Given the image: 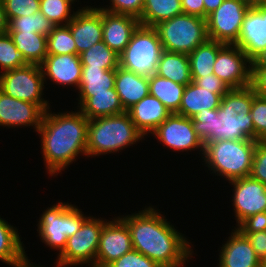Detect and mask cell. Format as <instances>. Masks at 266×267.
<instances>
[{
	"label": "cell",
	"instance_id": "1",
	"mask_svg": "<svg viewBox=\"0 0 266 267\" xmlns=\"http://www.w3.org/2000/svg\"><path fill=\"white\" fill-rule=\"evenodd\" d=\"M158 211L151 205L119 217L129 228L133 249L160 267H184L192 259V244Z\"/></svg>",
	"mask_w": 266,
	"mask_h": 267
},
{
	"label": "cell",
	"instance_id": "2",
	"mask_svg": "<svg viewBox=\"0 0 266 267\" xmlns=\"http://www.w3.org/2000/svg\"><path fill=\"white\" fill-rule=\"evenodd\" d=\"M46 110L37 133L41 137V153L48 175L57 176L77 157H87L89 120L79 111L59 113Z\"/></svg>",
	"mask_w": 266,
	"mask_h": 267
},
{
	"label": "cell",
	"instance_id": "3",
	"mask_svg": "<svg viewBox=\"0 0 266 267\" xmlns=\"http://www.w3.org/2000/svg\"><path fill=\"white\" fill-rule=\"evenodd\" d=\"M144 138L127 111L117 115L89 119L87 157L116 154L139 143Z\"/></svg>",
	"mask_w": 266,
	"mask_h": 267
},
{
	"label": "cell",
	"instance_id": "4",
	"mask_svg": "<svg viewBox=\"0 0 266 267\" xmlns=\"http://www.w3.org/2000/svg\"><path fill=\"white\" fill-rule=\"evenodd\" d=\"M253 87L230 89L222 98L215 116L213 141L254 140V125L250 115Z\"/></svg>",
	"mask_w": 266,
	"mask_h": 267
},
{
	"label": "cell",
	"instance_id": "5",
	"mask_svg": "<svg viewBox=\"0 0 266 267\" xmlns=\"http://www.w3.org/2000/svg\"><path fill=\"white\" fill-rule=\"evenodd\" d=\"M256 143L251 139L208 142L204 146L202 162L210 172L226 181L248 177Z\"/></svg>",
	"mask_w": 266,
	"mask_h": 267
},
{
	"label": "cell",
	"instance_id": "6",
	"mask_svg": "<svg viewBox=\"0 0 266 267\" xmlns=\"http://www.w3.org/2000/svg\"><path fill=\"white\" fill-rule=\"evenodd\" d=\"M71 203L58 201L39 217L37 231L41 242L59 254L64 250L68 237L77 232L89 217Z\"/></svg>",
	"mask_w": 266,
	"mask_h": 267
},
{
	"label": "cell",
	"instance_id": "7",
	"mask_svg": "<svg viewBox=\"0 0 266 267\" xmlns=\"http://www.w3.org/2000/svg\"><path fill=\"white\" fill-rule=\"evenodd\" d=\"M164 51L189 55L209 38L207 20L189 14H180L154 26Z\"/></svg>",
	"mask_w": 266,
	"mask_h": 267
},
{
	"label": "cell",
	"instance_id": "8",
	"mask_svg": "<svg viewBox=\"0 0 266 267\" xmlns=\"http://www.w3.org/2000/svg\"><path fill=\"white\" fill-rule=\"evenodd\" d=\"M163 51L156 29L140 24L126 48L119 55V66L139 76L149 78L156 74Z\"/></svg>",
	"mask_w": 266,
	"mask_h": 267
},
{
	"label": "cell",
	"instance_id": "9",
	"mask_svg": "<svg viewBox=\"0 0 266 267\" xmlns=\"http://www.w3.org/2000/svg\"><path fill=\"white\" fill-rule=\"evenodd\" d=\"M108 219L89 216L80 229L68 237L64 250L58 254L56 266L95 267L96 253L99 247L100 233ZM83 264V265H82Z\"/></svg>",
	"mask_w": 266,
	"mask_h": 267
},
{
	"label": "cell",
	"instance_id": "10",
	"mask_svg": "<svg viewBox=\"0 0 266 267\" xmlns=\"http://www.w3.org/2000/svg\"><path fill=\"white\" fill-rule=\"evenodd\" d=\"M44 89L40 65L25 64L0 73V91L10 97L37 104L45 112L50 109V103L43 98Z\"/></svg>",
	"mask_w": 266,
	"mask_h": 267
},
{
	"label": "cell",
	"instance_id": "11",
	"mask_svg": "<svg viewBox=\"0 0 266 267\" xmlns=\"http://www.w3.org/2000/svg\"><path fill=\"white\" fill-rule=\"evenodd\" d=\"M250 9L238 0H224L207 17V34L210 40L235 44L239 39L243 18Z\"/></svg>",
	"mask_w": 266,
	"mask_h": 267
},
{
	"label": "cell",
	"instance_id": "12",
	"mask_svg": "<svg viewBox=\"0 0 266 267\" xmlns=\"http://www.w3.org/2000/svg\"><path fill=\"white\" fill-rule=\"evenodd\" d=\"M152 134L158 140L157 142L166 148L175 152H191L198 149L203 158L204 143L196 134L191 118L172 113Z\"/></svg>",
	"mask_w": 266,
	"mask_h": 267
},
{
	"label": "cell",
	"instance_id": "13",
	"mask_svg": "<svg viewBox=\"0 0 266 267\" xmlns=\"http://www.w3.org/2000/svg\"><path fill=\"white\" fill-rule=\"evenodd\" d=\"M213 73L230 89L251 86L252 62L236 44H225L216 56Z\"/></svg>",
	"mask_w": 266,
	"mask_h": 267
},
{
	"label": "cell",
	"instance_id": "14",
	"mask_svg": "<svg viewBox=\"0 0 266 267\" xmlns=\"http://www.w3.org/2000/svg\"><path fill=\"white\" fill-rule=\"evenodd\" d=\"M233 186L232 206L236 227L247 217L266 212V184L248 177L229 181Z\"/></svg>",
	"mask_w": 266,
	"mask_h": 267
},
{
	"label": "cell",
	"instance_id": "15",
	"mask_svg": "<svg viewBox=\"0 0 266 267\" xmlns=\"http://www.w3.org/2000/svg\"><path fill=\"white\" fill-rule=\"evenodd\" d=\"M133 249L127 224L115 216L104 225L96 253L95 267H107L114 260Z\"/></svg>",
	"mask_w": 266,
	"mask_h": 267
},
{
	"label": "cell",
	"instance_id": "16",
	"mask_svg": "<svg viewBox=\"0 0 266 267\" xmlns=\"http://www.w3.org/2000/svg\"><path fill=\"white\" fill-rule=\"evenodd\" d=\"M68 26L75 41L77 55L103 41L102 9L97 6L85 5L77 9Z\"/></svg>",
	"mask_w": 266,
	"mask_h": 267
},
{
	"label": "cell",
	"instance_id": "17",
	"mask_svg": "<svg viewBox=\"0 0 266 267\" xmlns=\"http://www.w3.org/2000/svg\"><path fill=\"white\" fill-rule=\"evenodd\" d=\"M44 113L37 104L10 97L0 91V126L8 129L32 126L37 132Z\"/></svg>",
	"mask_w": 266,
	"mask_h": 267
},
{
	"label": "cell",
	"instance_id": "18",
	"mask_svg": "<svg viewBox=\"0 0 266 267\" xmlns=\"http://www.w3.org/2000/svg\"><path fill=\"white\" fill-rule=\"evenodd\" d=\"M252 61L266 48V5L250 8L243 18L239 39L235 43Z\"/></svg>",
	"mask_w": 266,
	"mask_h": 267
},
{
	"label": "cell",
	"instance_id": "19",
	"mask_svg": "<svg viewBox=\"0 0 266 267\" xmlns=\"http://www.w3.org/2000/svg\"><path fill=\"white\" fill-rule=\"evenodd\" d=\"M44 83L46 80L64 87L74 86L76 90L81 82L82 64L77 54L47 55L40 64Z\"/></svg>",
	"mask_w": 266,
	"mask_h": 267
},
{
	"label": "cell",
	"instance_id": "20",
	"mask_svg": "<svg viewBox=\"0 0 266 267\" xmlns=\"http://www.w3.org/2000/svg\"><path fill=\"white\" fill-rule=\"evenodd\" d=\"M231 230L220 247L218 267H263L247 237L235 227Z\"/></svg>",
	"mask_w": 266,
	"mask_h": 267
},
{
	"label": "cell",
	"instance_id": "21",
	"mask_svg": "<svg viewBox=\"0 0 266 267\" xmlns=\"http://www.w3.org/2000/svg\"><path fill=\"white\" fill-rule=\"evenodd\" d=\"M140 21L132 16L102 9L103 42L120 55L128 45Z\"/></svg>",
	"mask_w": 266,
	"mask_h": 267
},
{
	"label": "cell",
	"instance_id": "22",
	"mask_svg": "<svg viewBox=\"0 0 266 267\" xmlns=\"http://www.w3.org/2000/svg\"><path fill=\"white\" fill-rule=\"evenodd\" d=\"M127 112L144 136L150 135L172 114L160 100L150 94L130 107Z\"/></svg>",
	"mask_w": 266,
	"mask_h": 267
},
{
	"label": "cell",
	"instance_id": "23",
	"mask_svg": "<svg viewBox=\"0 0 266 267\" xmlns=\"http://www.w3.org/2000/svg\"><path fill=\"white\" fill-rule=\"evenodd\" d=\"M115 90L127 111L149 94V78L139 76L118 66L115 69Z\"/></svg>",
	"mask_w": 266,
	"mask_h": 267
},
{
	"label": "cell",
	"instance_id": "24",
	"mask_svg": "<svg viewBox=\"0 0 266 267\" xmlns=\"http://www.w3.org/2000/svg\"><path fill=\"white\" fill-rule=\"evenodd\" d=\"M224 95L225 94H216L213 93L212 90L199 87L192 81L186 85L181 105L176 113L192 118L200 113L202 109H217Z\"/></svg>",
	"mask_w": 266,
	"mask_h": 267
},
{
	"label": "cell",
	"instance_id": "25",
	"mask_svg": "<svg viewBox=\"0 0 266 267\" xmlns=\"http://www.w3.org/2000/svg\"><path fill=\"white\" fill-rule=\"evenodd\" d=\"M17 227L0 217V261L11 267H23L28 263L25 247Z\"/></svg>",
	"mask_w": 266,
	"mask_h": 267
},
{
	"label": "cell",
	"instance_id": "26",
	"mask_svg": "<svg viewBox=\"0 0 266 267\" xmlns=\"http://www.w3.org/2000/svg\"><path fill=\"white\" fill-rule=\"evenodd\" d=\"M77 109L89 120L124 113L126 110L114 88L108 92L92 93Z\"/></svg>",
	"mask_w": 266,
	"mask_h": 267
},
{
	"label": "cell",
	"instance_id": "27",
	"mask_svg": "<svg viewBox=\"0 0 266 267\" xmlns=\"http://www.w3.org/2000/svg\"><path fill=\"white\" fill-rule=\"evenodd\" d=\"M115 69L105 70L103 68L82 67L81 82L78 87L79 107L92 93L108 92L114 88Z\"/></svg>",
	"mask_w": 266,
	"mask_h": 267
},
{
	"label": "cell",
	"instance_id": "28",
	"mask_svg": "<svg viewBox=\"0 0 266 267\" xmlns=\"http://www.w3.org/2000/svg\"><path fill=\"white\" fill-rule=\"evenodd\" d=\"M156 74L173 82L188 85L192 82L189 56L163 51L157 65Z\"/></svg>",
	"mask_w": 266,
	"mask_h": 267
},
{
	"label": "cell",
	"instance_id": "29",
	"mask_svg": "<svg viewBox=\"0 0 266 267\" xmlns=\"http://www.w3.org/2000/svg\"><path fill=\"white\" fill-rule=\"evenodd\" d=\"M26 64L40 65L47 56V36L32 32H8Z\"/></svg>",
	"mask_w": 266,
	"mask_h": 267
},
{
	"label": "cell",
	"instance_id": "30",
	"mask_svg": "<svg viewBox=\"0 0 266 267\" xmlns=\"http://www.w3.org/2000/svg\"><path fill=\"white\" fill-rule=\"evenodd\" d=\"M185 87L157 74L149 77V94L160 100L171 113L179 110Z\"/></svg>",
	"mask_w": 266,
	"mask_h": 267
},
{
	"label": "cell",
	"instance_id": "31",
	"mask_svg": "<svg viewBox=\"0 0 266 267\" xmlns=\"http://www.w3.org/2000/svg\"><path fill=\"white\" fill-rule=\"evenodd\" d=\"M225 44L222 42L208 39L205 43L199 45L188 56L190 60V69L192 78H200L213 74V67L216 61L218 51Z\"/></svg>",
	"mask_w": 266,
	"mask_h": 267
},
{
	"label": "cell",
	"instance_id": "32",
	"mask_svg": "<svg viewBox=\"0 0 266 267\" xmlns=\"http://www.w3.org/2000/svg\"><path fill=\"white\" fill-rule=\"evenodd\" d=\"M183 14L181 0H144L140 24L154 27L158 23Z\"/></svg>",
	"mask_w": 266,
	"mask_h": 267
},
{
	"label": "cell",
	"instance_id": "33",
	"mask_svg": "<svg viewBox=\"0 0 266 267\" xmlns=\"http://www.w3.org/2000/svg\"><path fill=\"white\" fill-rule=\"evenodd\" d=\"M80 56L82 67L116 69L119 66V55L103 41L96 43Z\"/></svg>",
	"mask_w": 266,
	"mask_h": 267
},
{
	"label": "cell",
	"instance_id": "34",
	"mask_svg": "<svg viewBox=\"0 0 266 267\" xmlns=\"http://www.w3.org/2000/svg\"><path fill=\"white\" fill-rule=\"evenodd\" d=\"M77 54V48L68 25H59L47 35V55Z\"/></svg>",
	"mask_w": 266,
	"mask_h": 267
},
{
	"label": "cell",
	"instance_id": "35",
	"mask_svg": "<svg viewBox=\"0 0 266 267\" xmlns=\"http://www.w3.org/2000/svg\"><path fill=\"white\" fill-rule=\"evenodd\" d=\"M55 25L49 21L40 11L29 16H21L9 22L8 32H32L49 35Z\"/></svg>",
	"mask_w": 266,
	"mask_h": 267
},
{
	"label": "cell",
	"instance_id": "36",
	"mask_svg": "<svg viewBox=\"0 0 266 267\" xmlns=\"http://www.w3.org/2000/svg\"><path fill=\"white\" fill-rule=\"evenodd\" d=\"M71 6L72 3L68 0H40V12L55 26L68 25L71 22L76 14L74 5Z\"/></svg>",
	"mask_w": 266,
	"mask_h": 267
},
{
	"label": "cell",
	"instance_id": "37",
	"mask_svg": "<svg viewBox=\"0 0 266 267\" xmlns=\"http://www.w3.org/2000/svg\"><path fill=\"white\" fill-rule=\"evenodd\" d=\"M25 64L9 33L0 34V73L22 67Z\"/></svg>",
	"mask_w": 266,
	"mask_h": 267
},
{
	"label": "cell",
	"instance_id": "38",
	"mask_svg": "<svg viewBox=\"0 0 266 267\" xmlns=\"http://www.w3.org/2000/svg\"><path fill=\"white\" fill-rule=\"evenodd\" d=\"M218 115L217 109H202L200 113L193 116L192 123L194 130L198 137L204 143V146L208 142H213V130L215 124V116Z\"/></svg>",
	"mask_w": 266,
	"mask_h": 267
},
{
	"label": "cell",
	"instance_id": "39",
	"mask_svg": "<svg viewBox=\"0 0 266 267\" xmlns=\"http://www.w3.org/2000/svg\"><path fill=\"white\" fill-rule=\"evenodd\" d=\"M250 115L254 125V140L266 141V98L256 95L254 88Z\"/></svg>",
	"mask_w": 266,
	"mask_h": 267
},
{
	"label": "cell",
	"instance_id": "40",
	"mask_svg": "<svg viewBox=\"0 0 266 267\" xmlns=\"http://www.w3.org/2000/svg\"><path fill=\"white\" fill-rule=\"evenodd\" d=\"M6 16L12 19L33 15L40 11V0H2Z\"/></svg>",
	"mask_w": 266,
	"mask_h": 267
},
{
	"label": "cell",
	"instance_id": "41",
	"mask_svg": "<svg viewBox=\"0 0 266 267\" xmlns=\"http://www.w3.org/2000/svg\"><path fill=\"white\" fill-rule=\"evenodd\" d=\"M108 5L100 6L98 8L105 11L115 13V14H124L137 18H141L144 6V0H109Z\"/></svg>",
	"mask_w": 266,
	"mask_h": 267
},
{
	"label": "cell",
	"instance_id": "42",
	"mask_svg": "<svg viewBox=\"0 0 266 267\" xmlns=\"http://www.w3.org/2000/svg\"><path fill=\"white\" fill-rule=\"evenodd\" d=\"M107 267H160L154 260L132 249Z\"/></svg>",
	"mask_w": 266,
	"mask_h": 267
},
{
	"label": "cell",
	"instance_id": "43",
	"mask_svg": "<svg viewBox=\"0 0 266 267\" xmlns=\"http://www.w3.org/2000/svg\"><path fill=\"white\" fill-rule=\"evenodd\" d=\"M249 176L266 184V141H257L256 143Z\"/></svg>",
	"mask_w": 266,
	"mask_h": 267
},
{
	"label": "cell",
	"instance_id": "44",
	"mask_svg": "<svg viewBox=\"0 0 266 267\" xmlns=\"http://www.w3.org/2000/svg\"><path fill=\"white\" fill-rule=\"evenodd\" d=\"M192 81L199 87L212 90L216 94H226L230 90L229 86L214 73L200 78H192Z\"/></svg>",
	"mask_w": 266,
	"mask_h": 267
},
{
	"label": "cell",
	"instance_id": "45",
	"mask_svg": "<svg viewBox=\"0 0 266 267\" xmlns=\"http://www.w3.org/2000/svg\"><path fill=\"white\" fill-rule=\"evenodd\" d=\"M241 233L247 237L257 258L264 264L266 262V231Z\"/></svg>",
	"mask_w": 266,
	"mask_h": 267
},
{
	"label": "cell",
	"instance_id": "46",
	"mask_svg": "<svg viewBox=\"0 0 266 267\" xmlns=\"http://www.w3.org/2000/svg\"><path fill=\"white\" fill-rule=\"evenodd\" d=\"M235 228L240 232L266 231V212H259L247 217Z\"/></svg>",
	"mask_w": 266,
	"mask_h": 267
},
{
	"label": "cell",
	"instance_id": "47",
	"mask_svg": "<svg viewBox=\"0 0 266 267\" xmlns=\"http://www.w3.org/2000/svg\"><path fill=\"white\" fill-rule=\"evenodd\" d=\"M256 95L266 98V67H252V82Z\"/></svg>",
	"mask_w": 266,
	"mask_h": 267
},
{
	"label": "cell",
	"instance_id": "48",
	"mask_svg": "<svg viewBox=\"0 0 266 267\" xmlns=\"http://www.w3.org/2000/svg\"><path fill=\"white\" fill-rule=\"evenodd\" d=\"M204 0H181L184 14L195 15L205 19Z\"/></svg>",
	"mask_w": 266,
	"mask_h": 267
},
{
	"label": "cell",
	"instance_id": "49",
	"mask_svg": "<svg viewBox=\"0 0 266 267\" xmlns=\"http://www.w3.org/2000/svg\"><path fill=\"white\" fill-rule=\"evenodd\" d=\"M9 29V21L6 16L3 1L0 0V34L7 33Z\"/></svg>",
	"mask_w": 266,
	"mask_h": 267
},
{
	"label": "cell",
	"instance_id": "50",
	"mask_svg": "<svg viewBox=\"0 0 266 267\" xmlns=\"http://www.w3.org/2000/svg\"><path fill=\"white\" fill-rule=\"evenodd\" d=\"M224 0H204L205 6V19H207L208 15L216 10Z\"/></svg>",
	"mask_w": 266,
	"mask_h": 267
},
{
	"label": "cell",
	"instance_id": "51",
	"mask_svg": "<svg viewBox=\"0 0 266 267\" xmlns=\"http://www.w3.org/2000/svg\"><path fill=\"white\" fill-rule=\"evenodd\" d=\"M252 67H266V48L263 49L252 61Z\"/></svg>",
	"mask_w": 266,
	"mask_h": 267
},
{
	"label": "cell",
	"instance_id": "52",
	"mask_svg": "<svg viewBox=\"0 0 266 267\" xmlns=\"http://www.w3.org/2000/svg\"><path fill=\"white\" fill-rule=\"evenodd\" d=\"M238 1L245 3L250 8L255 7V6H259L260 4H263V2H264V0H238Z\"/></svg>",
	"mask_w": 266,
	"mask_h": 267
},
{
	"label": "cell",
	"instance_id": "53",
	"mask_svg": "<svg viewBox=\"0 0 266 267\" xmlns=\"http://www.w3.org/2000/svg\"><path fill=\"white\" fill-rule=\"evenodd\" d=\"M34 263H32L31 264V262H30V259H28V263L26 264V265H24L23 267H43L42 265L40 266V265H33Z\"/></svg>",
	"mask_w": 266,
	"mask_h": 267
},
{
	"label": "cell",
	"instance_id": "54",
	"mask_svg": "<svg viewBox=\"0 0 266 267\" xmlns=\"http://www.w3.org/2000/svg\"><path fill=\"white\" fill-rule=\"evenodd\" d=\"M68 1H70L72 4H75L77 2V0H68ZM78 2H79V0H78Z\"/></svg>",
	"mask_w": 266,
	"mask_h": 267
}]
</instances>
